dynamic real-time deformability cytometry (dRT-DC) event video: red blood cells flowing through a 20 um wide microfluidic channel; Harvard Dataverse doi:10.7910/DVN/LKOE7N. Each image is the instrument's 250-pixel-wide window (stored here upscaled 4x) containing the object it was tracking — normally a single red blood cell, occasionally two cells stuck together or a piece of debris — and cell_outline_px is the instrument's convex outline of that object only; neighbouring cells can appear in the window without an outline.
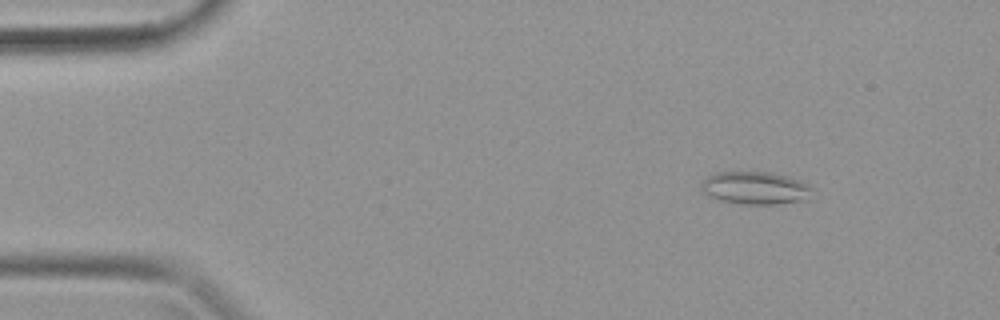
{"species": "common noctule bat (a hibernating species)", "species_latin": "Nyctalus noctula", "temperature_condition": "warm", "stored_images_in_passage": 39, "camera_frame_rate_fps": 3000, "um_per_image_px": 0.085, "animal": {"sex": "female", "body_mass_g": 19.9}, "frame": {"image": 1, "passage_image": 5, "time_ms": 1.333, "image_size_px": [1000, 320], "cell_outline_px": [[812, 188], [808, 200], [776, 204], [744, 204], [720, 200], [704, 192], [700, 188], [700, 184], [708, 176], [716, 172], [772, 172], [788, 176], [800, 180], [808, 184]], "centroid_in_image_um": [64.23, 15.97], "position_along_channel_um": 20.8, "area_um2": 21.15}}
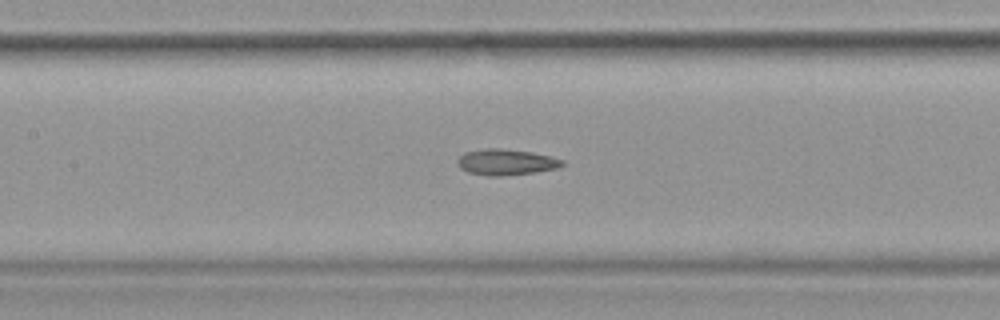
{"frame": {"image": 2, "passage_image": 18, "time_ms": 5.667, "image_size_px": [1000, 320], "cell_outline_px": [[564, 164], [560, 168], [536, 172], [500, 176], [488, 176], [468, 172], [460, 168], [456, 164], [456, 160], [464, 152], [484, 148], [500, 148], [532, 152], [552, 156], [564, 160]], "centroid_in_image_um": [43.02, 13.77], "position_along_channel_um": 164.4, "area_um2": 16.13}}
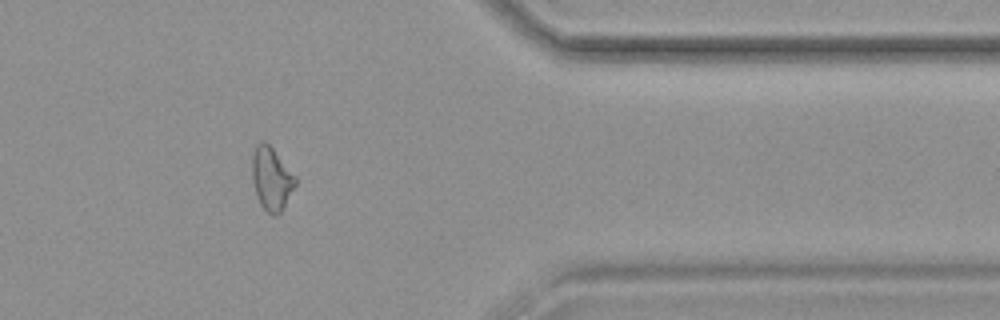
{"frame": {"image": 3, "passage_image": 32, "time_ms": 10.333, "image_size_px": [1000, 320], "cell_outline_px": [[296, 184], [284, 208], [276, 216], [272, 216], [260, 204], [256, 196], [252, 180], [252, 152], [256, 144], [264, 140], [272, 148], [296, 176]], "centroid_in_image_um": [23.06, 15.2], "position_along_channel_um": 388.3, "area_um2": 16.01}}